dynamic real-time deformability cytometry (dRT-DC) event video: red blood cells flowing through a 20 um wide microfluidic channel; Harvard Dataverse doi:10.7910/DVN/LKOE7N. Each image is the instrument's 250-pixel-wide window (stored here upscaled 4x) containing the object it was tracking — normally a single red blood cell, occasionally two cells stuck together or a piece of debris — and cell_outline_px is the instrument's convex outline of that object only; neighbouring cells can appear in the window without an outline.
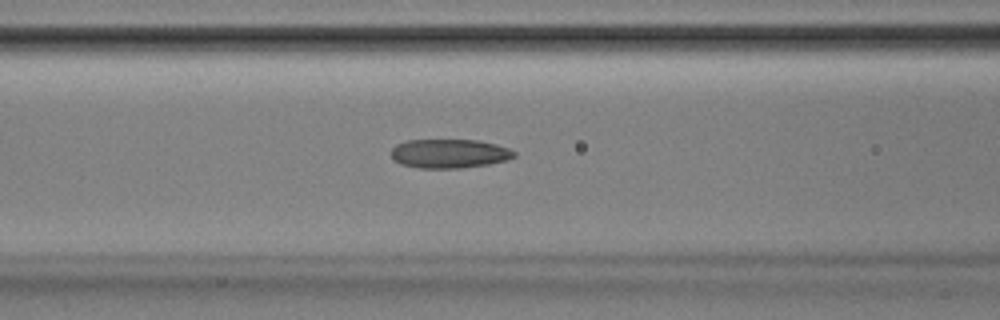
{"species": "Egyptian fruit bat (a non-hibernating species)", "species_latin": "Rousettus aegyptiacus", "temperature_condition": "room temperature", "stored_images_in_passage": 46, "camera_frame_rate_fps": 3000, "um_per_image_px": 0.085, "animal": {"sex": "male"}, "frame": {"image": 1, "passage_image": 21, "time_ms": 6.667, "image_size_px": [1000, 320], "cell_outline_px": [[516, 156], [508, 160], [488, 164], [460, 168], [420, 168], [400, 164], [392, 160], [392, 148], [396, 144], [408, 140], [476, 140], [496, 144], [508, 148], [516, 152]], "centroid_in_image_um": [38.19, 13.05], "position_along_channel_um": 128.4, "area_um2": 20.87}}
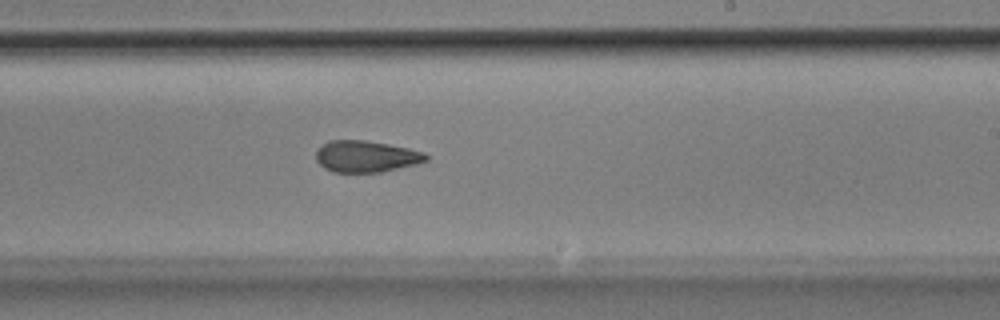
{"frame": {"image": 2, "passage_image": 31, "time_ms": 10.0, "image_size_px": [1000, 320], "cell_outline_px": [[428, 160], [416, 164], [380, 172], [332, 172], [324, 168], [316, 160], [316, 152], [328, 140], [364, 140], [388, 144], [408, 148], [424, 152], [428, 156]], "centroid_in_image_um": [31.11, 13.3], "position_along_channel_um": 257.9, "area_um2": 20.11}}
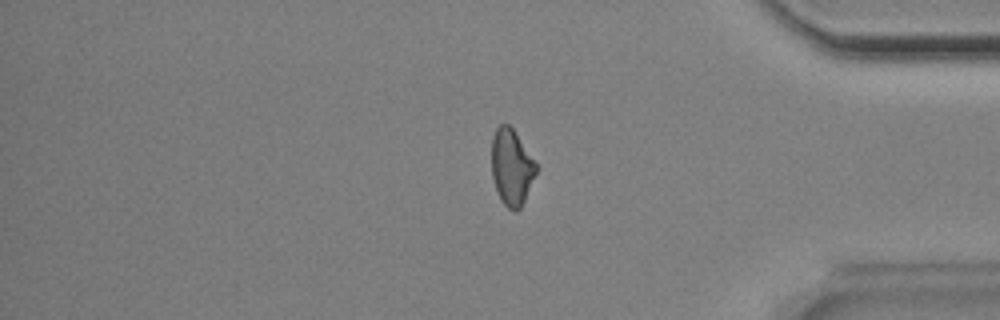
{"frame": {"image": 3, "passage_image": 43, "time_ms": 14.0, "image_size_px": [1000, 320], "cell_outline_px": [[540, 168], [520, 208], [516, 212], [508, 208], [500, 200], [496, 192], [492, 176], [492, 140], [496, 128], [500, 124], [508, 124], [512, 128]], "centroid_in_image_um": [43.5, 14.24], "position_along_channel_um": 391.7, "area_um2": 19.88}}